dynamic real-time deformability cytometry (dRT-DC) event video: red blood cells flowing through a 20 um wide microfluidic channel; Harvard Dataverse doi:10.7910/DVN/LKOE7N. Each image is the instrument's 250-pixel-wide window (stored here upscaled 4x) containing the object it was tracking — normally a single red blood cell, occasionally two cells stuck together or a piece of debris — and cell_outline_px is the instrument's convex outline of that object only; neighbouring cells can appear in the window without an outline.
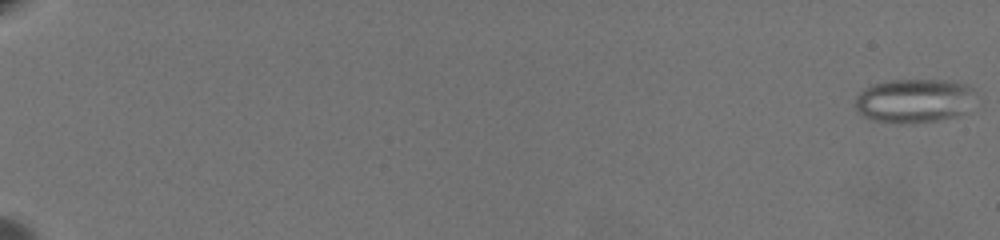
{"species": "common noctule bat (a hibernating species)", "species_latin": "Nyctalus noctula", "temperature_condition": "warm", "stored_images_in_passage": 66, "camera_frame_rate_fps": 3000, "um_per_image_px": 0.085, "animal": {"sex": "female", "body_mass_g": 19.5, "forearm_length_mm": 54.1}, "frame": {"image": 1, "passage_image": 1, "time_ms": 0.0, "image_size_px": [1000, 240], "cell_outline_px": [[976, 92], [960, 112], [956, 116], [936, 120], [900, 124], [876, 120], [864, 116], [856, 108], [856, 96], [860, 92], [872, 84], [892, 80], [944, 80], [968, 84]], "centroid_in_image_um": [77.65, 8.54], "position_along_channel_um": 7.4, "area_um2": 30.17}}
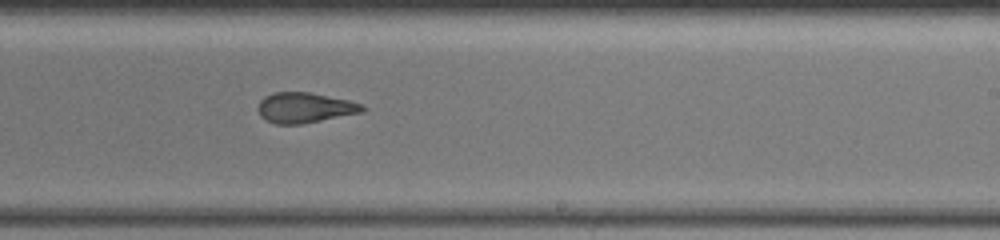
{"frame": {"image": 2, "passage_image": 45, "time_ms": 14.667, "image_size_px": [1000, 240], "cell_outline_px": [[368, 108], [364, 112], [300, 124], [276, 124], [260, 116], [256, 108], [260, 100], [264, 96], [272, 92], [308, 92], [348, 100], [364, 104]], "centroid_in_image_um": [25.91, 9.15], "position_along_channel_um": 263.1, "area_um2": 18.55}}
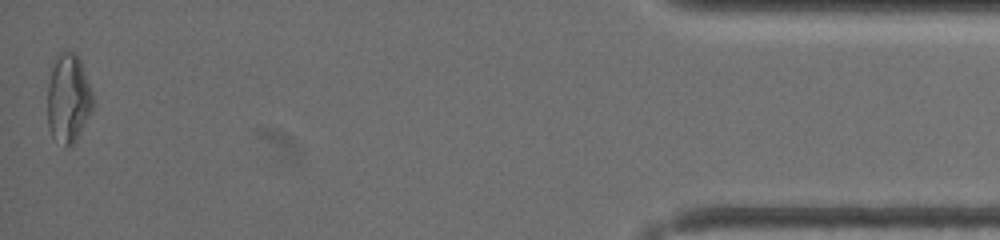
{"frame": {"image": 3, "passage_image": 66, "time_ms": 21.667, "image_size_px": [1000, 240], "cell_outline_px": [[92, 108], [76, 140], [68, 148], [64, 148], [52, 136], [48, 128], [48, 84], [52, 68], [56, 56], [64, 48], [76, 52], [80, 60], [92, 92]], "centroid_in_image_um": [5.78, 8.35], "position_along_channel_um": 429.4, "area_um2": 23.52}, "authors_computed_cell_mechanics": {"area_um2": 22.3397, "velocity_mm_per_s": 3.3991, "shape_relaxation_time_tau1_ms": null, "shape_relaxation_time_tau2_ms": 1.387, "deformation_change_tau1": null, "deformation_change_tau2": 0.0974}}